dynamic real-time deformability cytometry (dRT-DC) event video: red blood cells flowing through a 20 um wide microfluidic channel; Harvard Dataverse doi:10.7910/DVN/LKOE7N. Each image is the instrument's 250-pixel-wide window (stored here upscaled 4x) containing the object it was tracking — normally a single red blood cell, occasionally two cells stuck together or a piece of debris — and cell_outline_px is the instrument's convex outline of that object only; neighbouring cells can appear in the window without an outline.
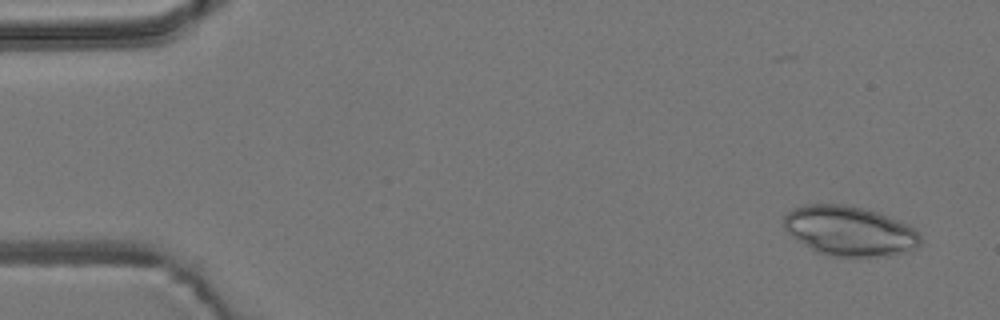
{"species": "common noctule bat (a hibernating species)", "species_latin": "Nyctalus noctula", "temperature_condition": "room temperature", "stored_images_in_passage": 53, "camera_frame_rate_fps": 3000, "um_per_image_px": 0.085, "animal": {"sex": "male", "body_mass_g": 19.2, "forearm_length_mm": 51.8}, "frame": {"image": 1, "passage_image": 3, "time_ms": 0.667, "image_size_px": [1000, 320], "cell_outline_px": [[920, 244], [916, 248], [904, 252], [884, 256], [832, 256], [816, 252], [796, 240], [784, 228], [784, 216], [792, 208], [804, 204], [844, 204], [876, 212], [908, 224], [920, 236]], "centroid_in_image_um": [72.17, 19.63], "position_along_channel_um": 12.8, "area_um2": 39.36}}
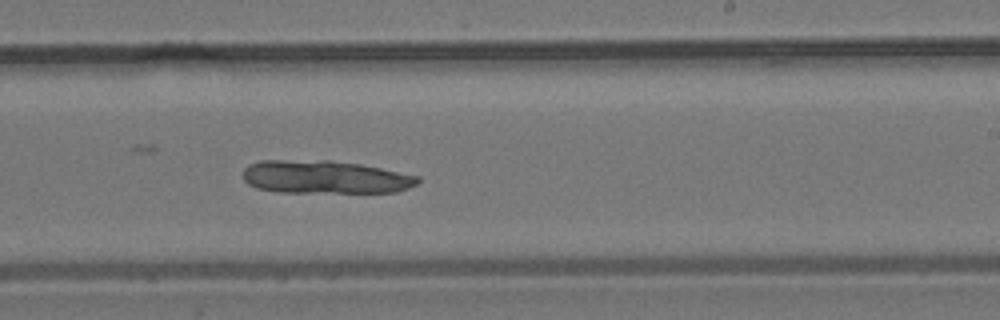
{"frame": {"image": 2, "passage_image": 32, "time_ms": 10.333, "image_size_px": [1000, 320], "cell_outline_px": [[420, 180], [416, 184], [408, 188], [396, 192], [276, 192], [256, 188], [248, 184], [244, 180], [244, 168], [248, 164], [260, 160], [328, 160], [360, 164], [420, 176]], "centroid_in_image_um": [27.59, 15.05], "position_along_channel_um": 261.4, "area_um2": 33.81}}
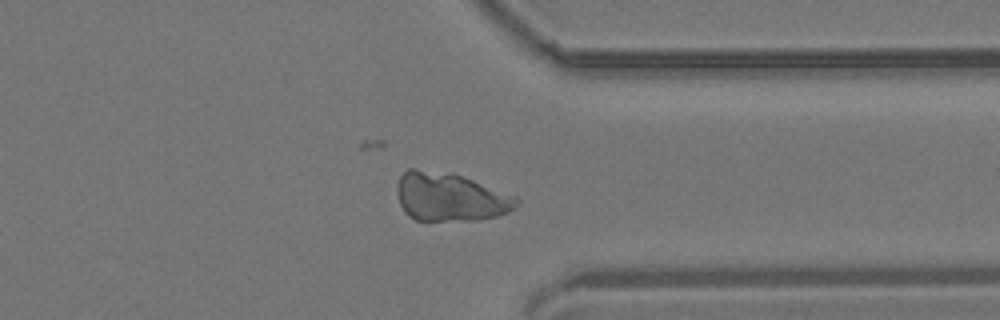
{"frame": {"image": 3, "passage_image": 41, "time_ms": 13.333, "image_size_px": [1000, 320], "cell_outline_px": [[520, 200], [516, 208], [508, 212], [496, 216], [476, 220], [416, 220], [408, 216], [404, 212], [400, 204], [396, 192], [396, 188], [400, 176], [408, 168], [412, 168], [452, 172], [516, 196]], "centroid_in_image_um": [38.24, 16.73], "position_along_channel_um": 373.2, "area_um2": 33.99}}